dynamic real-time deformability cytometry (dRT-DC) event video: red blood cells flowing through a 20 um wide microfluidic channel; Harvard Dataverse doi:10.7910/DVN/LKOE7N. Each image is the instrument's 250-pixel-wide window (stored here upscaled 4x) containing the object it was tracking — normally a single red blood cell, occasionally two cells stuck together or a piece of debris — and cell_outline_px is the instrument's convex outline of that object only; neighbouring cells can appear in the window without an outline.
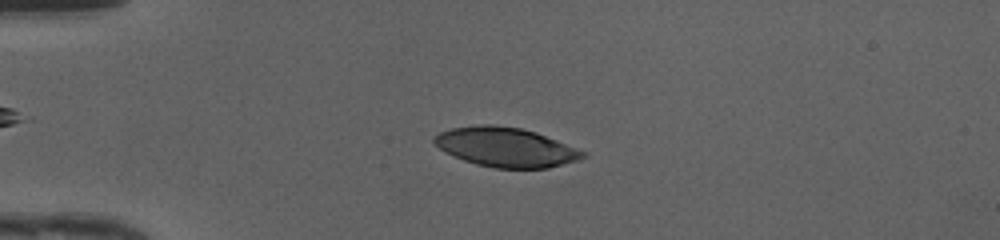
{"species": "human", "species_latin": "Homo sapiens", "temperature_condition": "cold", "stored_images_in_passage": 48, "camera_frame_rate_fps": 3000, "um_per_image_px": 0.085, "donor": {"sex": "female"}, "frame": {"image": 1, "passage_image": 12, "time_ms": 3.667, "image_size_px": [1000, 240], "cell_outline_px": [[588, 156], [576, 160], [548, 168], [496, 168], [476, 164], [464, 160], [444, 152], [432, 140], [432, 136], [440, 132], [452, 128], [480, 124], [492, 124], [520, 128], [536, 132], [588, 152]], "centroid_in_image_um": [42.99, 12.5], "position_along_channel_um": 42.0, "area_um2": 34.1}}
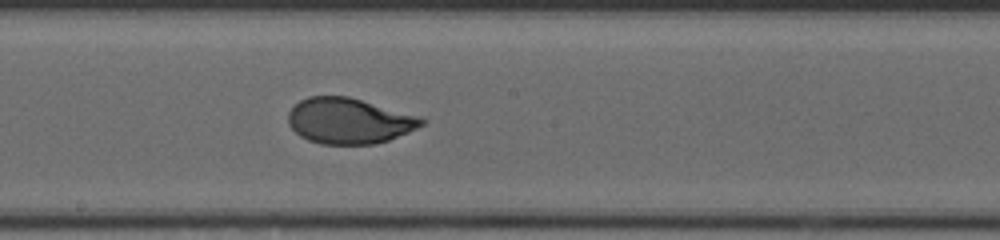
{"frame": {"image": 2, "passage_image": 27, "time_ms": 8.667, "image_size_px": [1000, 240], "cell_outline_px": [[428, 120], [424, 124], [408, 132], [388, 140], [372, 144], [320, 144], [308, 140], [300, 136], [288, 124], [288, 112], [300, 100], [308, 96], [348, 96], [420, 116]], "centroid_in_image_um": [29.67, 10.27], "position_along_channel_um": 218.5, "area_um2": 35.49}}
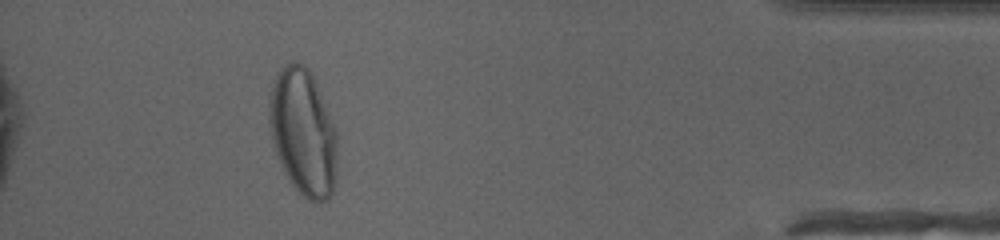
{"frame": {"image": 3, "passage_image": 44, "time_ms": 14.333, "image_size_px": [1000, 240], "cell_outline_px": [[336, 180], [332, 192], [328, 200], [316, 204], [308, 200], [288, 180], [272, 148], [268, 124], [268, 96], [276, 72], [284, 64], [292, 60], [296, 60], [304, 64], [312, 72], [316, 80], [336, 128]], "centroid_in_image_um": [25.73, 11.2], "position_along_channel_um": 409.5, "area_um2": 51.73}, "authors_computed_cell_mechanics": {"area_um2": 35.8938, "velocity_mm_per_s": 4.2193, "shape_relaxation_time_tau1_ms": 4.7389, "shape_relaxation_time_tau2_ms": null, "deformation_change_tau1": 0.2099, "deformation_change_tau2": null}}